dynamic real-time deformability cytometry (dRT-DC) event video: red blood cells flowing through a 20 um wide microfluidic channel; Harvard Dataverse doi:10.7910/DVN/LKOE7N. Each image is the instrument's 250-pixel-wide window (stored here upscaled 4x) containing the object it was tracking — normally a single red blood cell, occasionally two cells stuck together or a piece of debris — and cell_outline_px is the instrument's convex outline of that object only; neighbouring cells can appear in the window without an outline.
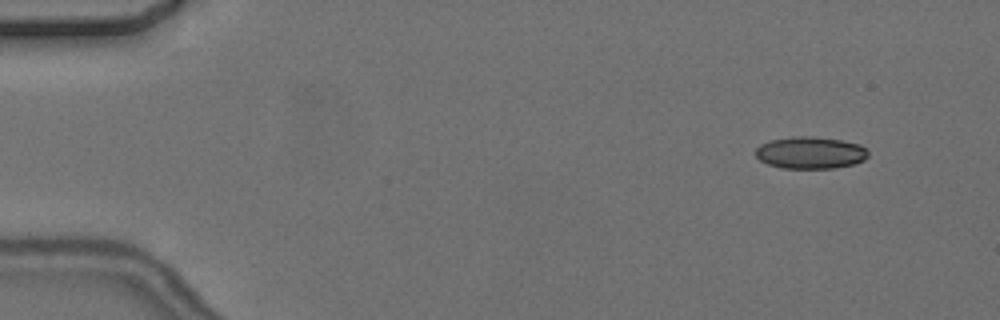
{"species": "common noctule bat (a hibernating species)", "species_latin": "Nyctalus noctula", "temperature_condition": "cold", "stored_images_in_passage": 4, "camera_frame_rate_fps": 3000, "um_per_image_px": 0.085, "animal": {"sex": "female", "body_mass_g": 24.6, "forearm_length_mm": 56.2}, "frame": {"image": 1, "passage_image": 2, "time_ms": 1.0, "image_size_px": [1000, 320], "cell_outline_px": [[868, 156], [864, 160], [852, 164], [836, 168], [780, 168], [768, 164], [760, 160], [756, 156], [756, 148], [760, 144], [768, 140], [792, 136], [812, 136], [840, 140], [860, 144], [868, 148]], "centroid_in_image_um": [68.88, 12.97], "position_along_channel_um": 16.1, "area_um2": 21.21}}